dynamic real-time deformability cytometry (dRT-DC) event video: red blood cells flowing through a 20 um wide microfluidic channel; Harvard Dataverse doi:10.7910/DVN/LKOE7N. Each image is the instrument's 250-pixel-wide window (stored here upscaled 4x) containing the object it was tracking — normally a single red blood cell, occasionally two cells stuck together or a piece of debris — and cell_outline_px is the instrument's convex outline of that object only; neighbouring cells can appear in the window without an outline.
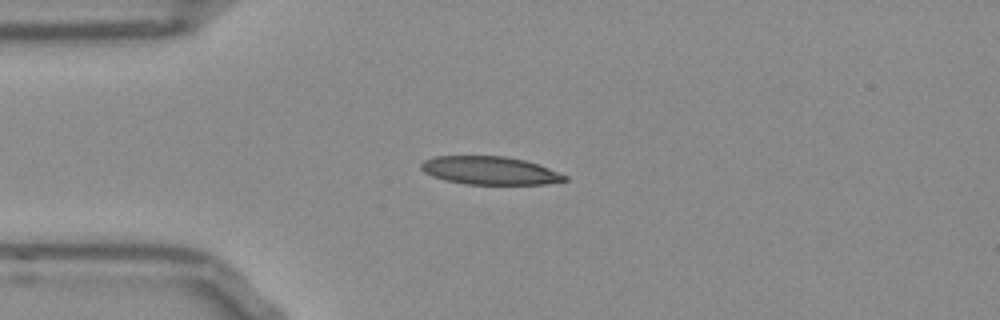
{"species": "Egyptian fruit bat (a non-hibernating species)", "species_latin": "Rousettus aegyptiacus", "temperature_condition": "room temperature", "stored_images_in_passage": 41, "camera_frame_rate_fps": 3000, "um_per_image_px": 0.085, "frame": {"image": 1, "passage_image": 1, "time_ms": 0.0, "image_size_px": [1000, 320], "cell_outline_px": [[568, 180], [544, 184], [464, 184], [444, 180], [432, 176], [424, 172], [420, 168], [420, 164], [424, 160], [436, 156], [508, 156], [540, 164], [568, 176]], "centroid_in_image_um": [41.64, 14.49], "position_along_channel_um": 43.4, "area_um2": 23.7}}
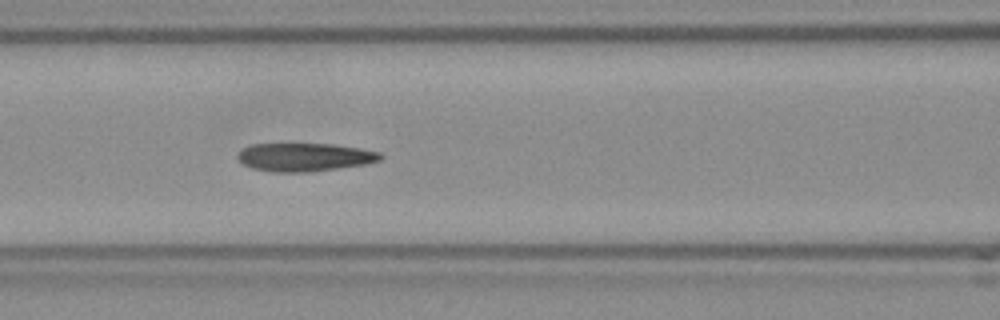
{"frame": {"image": 2, "passage_image": 10, "time_ms": 3.0, "image_size_px": [1000, 320], "cell_outline_px": [[384, 156], [380, 160], [368, 164], [308, 172], [272, 172], [252, 168], [244, 164], [236, 156], [244, 148], [252, 144], [332, 144], [360, 148], [380, 152]], "centroid_in_image_um": [25.93, 13.36], "position_along_channel_um": 140.7, "area_um2": 23.47}}
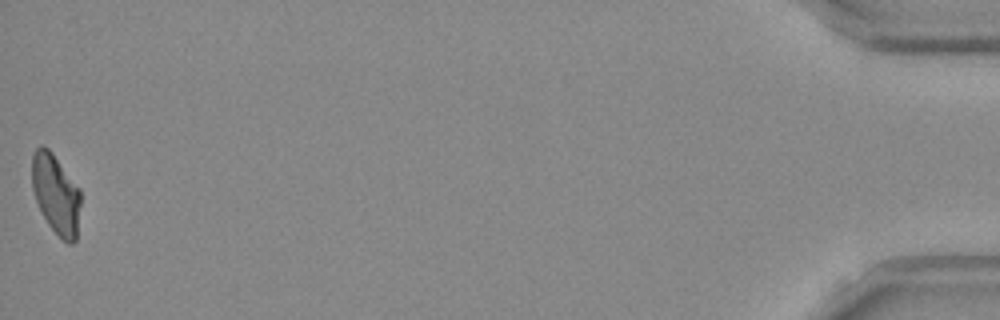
{"frame": {"image": 3, "passage_image": 41, "time_ms": 13.333, "image_size_px": [1000, 320], "cell_outline_px": [[80, 204], [76, 240], [72, 244], [68, 244], [48, 224], [36, 200], [32, 188], [32, 156], [36, 148], [40, 144], [48, 148], [52, 152], [80, 188]], "centroid_in_image_um": [4.75, 16.47], "position_along_channel_um": 430.4, "area_um2": 22.48}, "authors_computed_cell_mechanics": {"area_um2": 23.698, "velocity_mm_per_s": 3.7988, "shape_relaxation_time_tau1_ms": null, "shape_relaxation_time_tau2_ms": 3.4779, "deformation_change_tau1": null, "deformation_change_tau2": 0.1193}}